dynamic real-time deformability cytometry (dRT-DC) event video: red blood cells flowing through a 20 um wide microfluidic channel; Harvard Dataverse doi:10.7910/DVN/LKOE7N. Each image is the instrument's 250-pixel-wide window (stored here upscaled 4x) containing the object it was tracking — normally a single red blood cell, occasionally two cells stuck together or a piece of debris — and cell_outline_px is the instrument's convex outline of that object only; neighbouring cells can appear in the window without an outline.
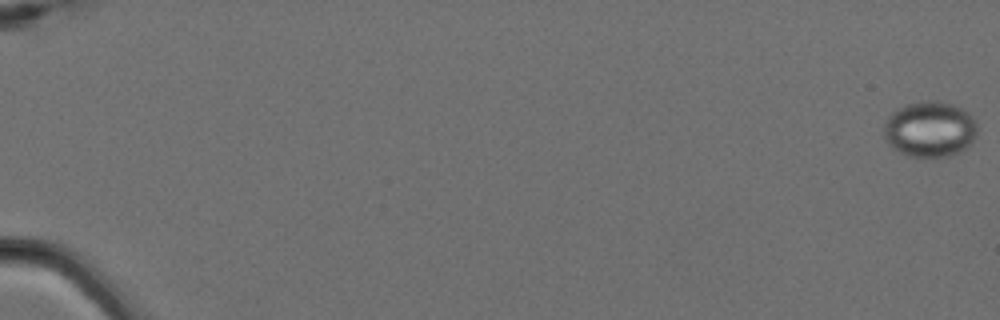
{"species": "Egyptian fruit bat (a non-hibernating species)", "species_latin": "Rousettus aegyptiacus", "temperature_condition": "cold", "stored_images_in_passage": 4, "camera_frame_rate_fps": 3000, "um_per_image_px": 0.085, "animal": {"sex": "female"}, "frame": {"image": 1, "passage_image": 1, "time_ms": 0.0, "image_size_px": [1000, 320], "cell_outline_px": [[976, 136], [972, 144], [968, 148], [952, 156], [908, 156], [892, 148], [888, 144], [884, 136], [884, 124], [888, 116], [892, 112], [904, 104], [928, 100], [936, 100], [956, 104], [968, 112], [976, 120]], "centroid_in_image_um": [79.06, 10.97], "position_along_channel_um": 5.9, "area_um2": 30.87}}
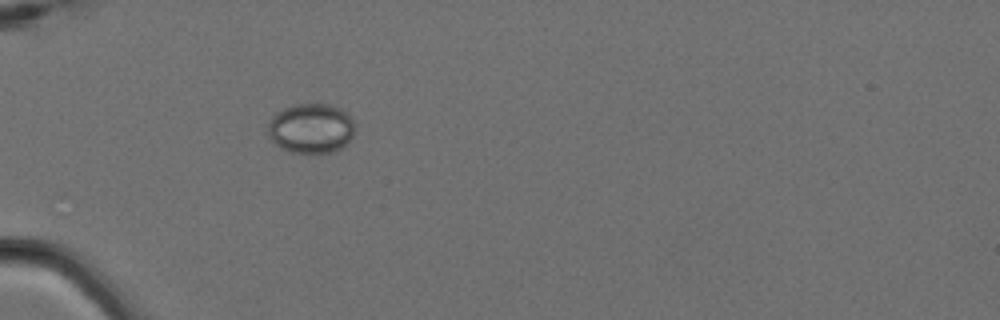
{"frame": {"image": 2, "passage_image": 4, "time_ms": 1.0, "image_size_px": [1000, 320], "cell_outline_px": [[356, 128], [352, 136], [340, 148], [332, 152], [292, 152], [280, 148], [268, 136], [268, 124], [272, 116], [276, 112], [284, 108], [296, 104], [328, 104], [340, 108], [348, 112], [356, 124]], "centroid_in_image_um": [26.45, 10.89], "position_along_channel_um": 58.6, "area_um2": 25.32}}